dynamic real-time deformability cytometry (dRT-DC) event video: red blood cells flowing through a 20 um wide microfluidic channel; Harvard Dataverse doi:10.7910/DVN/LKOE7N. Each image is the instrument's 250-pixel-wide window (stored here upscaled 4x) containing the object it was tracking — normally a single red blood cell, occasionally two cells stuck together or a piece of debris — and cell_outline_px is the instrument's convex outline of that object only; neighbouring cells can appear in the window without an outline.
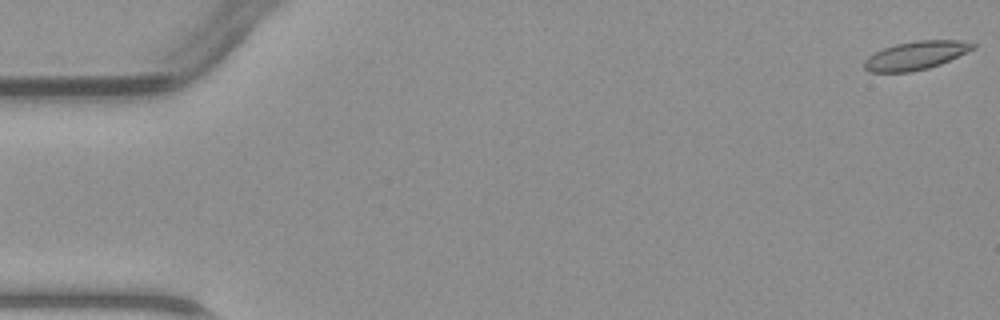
{"species": "common noctule bat (a hibernating species)", "species_latin": "Nyctalus noctula", "temperature_condition": "warm", "stored_images_in_passage": 48, "camera_frame_rate_fps": 3000, "um_per_image_px": 0.085, "animal": {"sex": "male", "body_mass_g": 23.1, "forearm_length_mm": 52.7}, "frame": {"image": 1, "passage_image": 1, "time_ms": 0.0, "image_size_px": [1000, 320], "cell_outline_px": [[976, 48], [940, 64], [928, 68], [908, 72], [872, 72], [864, 68], [864, 60], [868, 56], [884, 48], [896, 44], [916, 40], [960, 40], [976, 44]], "centroid_in_image_um": [77.85, 4.7], "position_along_channel_um": 7.1, "area_um2": 17.86}}
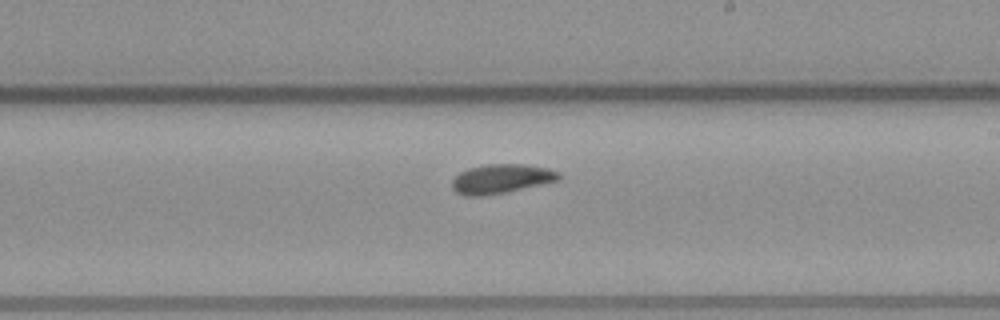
{"frame": {"image": 2, "passage_image": 28, "time_ms": 9.0, "image_size_px": [1000, 320], "cell_outline_px": [[560, 180], [504, 192], [480, 196], [464, 196], [456, 192], [452, 188], [452, 180], [460, 172], [468, 168], [488, 164], [524, 164], [548, 168], [560, 172]], "centroid_in_image_um": [42.6, 15.19], "position_along_channel_um": 246.4, "area_um2": 18.09}}
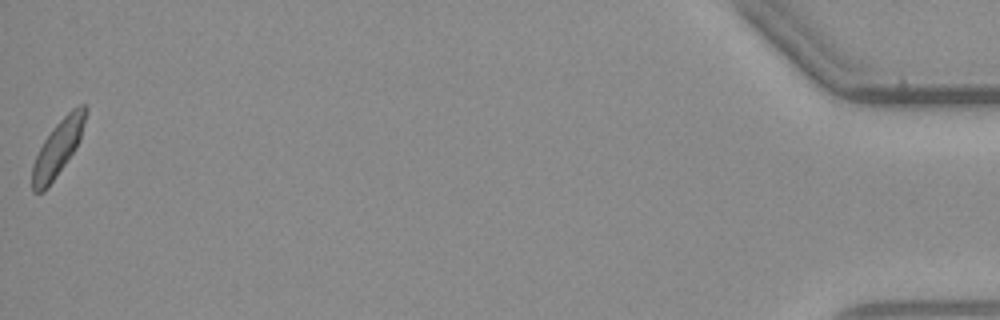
{"frame": {"image": 3, "passage_image": 48, "time_ms": 15.667, "image_size_px": [1000, 320], "cell_outline_px": [[88, 108], [80, 140], [76, 148], [48, 188], [44, 192], [32, 192], [32, 164], [44, 140], [52, 128], [72, 108], [80, 104], [84, 104]], "centroid_in_image_um": [4.92, 12.59], "position_along_channel_um": 430.3, "area_um2": 17.28}}